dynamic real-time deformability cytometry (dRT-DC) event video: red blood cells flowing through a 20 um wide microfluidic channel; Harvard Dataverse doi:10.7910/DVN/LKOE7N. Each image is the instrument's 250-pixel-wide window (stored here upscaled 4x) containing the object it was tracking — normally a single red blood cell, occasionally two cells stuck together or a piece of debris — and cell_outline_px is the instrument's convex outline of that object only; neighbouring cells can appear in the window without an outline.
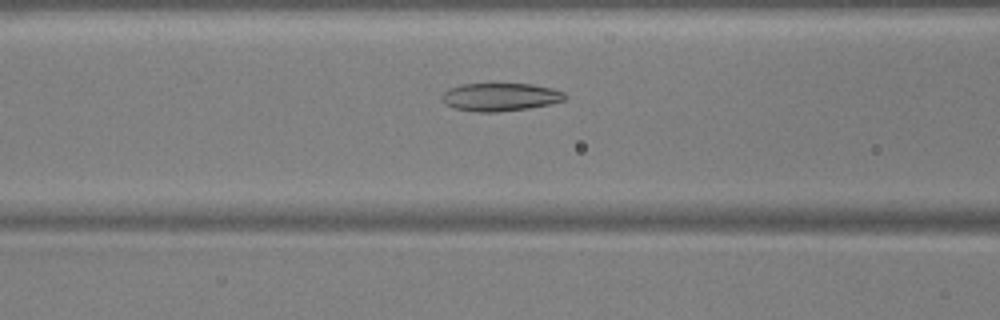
{"species": "common noctule bat (a hibernating species)", "species_latin": "Nyctalus noctula", "temperature_condition": "warm", "stored_images_in_passage": 37, "camera_frame_rate_fps": 3000, "um_per_image_px": 0.085, "animal": {"sex": "male", "body_mass_g": 17.9, "forearm_length_mm": 54.2}, "frame": {"image": 1, "passage_image": 12, "time_ms": 3.667, "image_size_px": [1000, 320], "cell_outline_px": [[568, 96], [564, 100], [548, 104], [528, 108], [496, 112], [476, 112], [456, 108], [444, 104], [440, 100], [440, 96], [448, 88], [460, 84], [532, 84], [552, 88], [564, 92]], "centroid_in_image_um": [42.48, 8.24], "position_along_channel_um": 124.1, "area_um2": 20.17}}
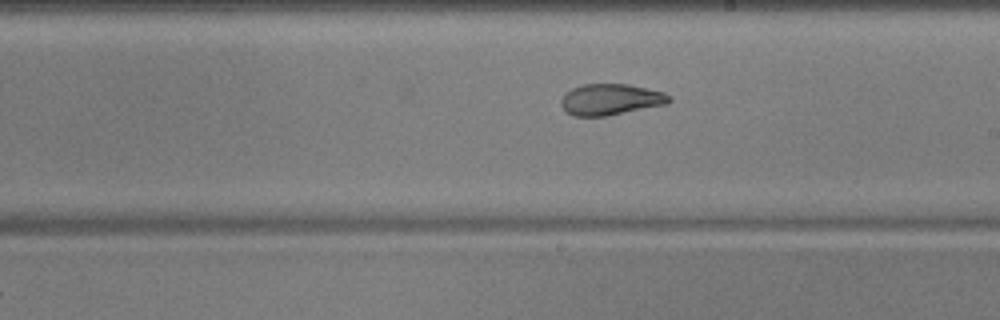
{"frame": {"image": 2, "passage_image": 21, "time_ms": 6.667, "image_size_px": [1000, 320], "cell_outline_px": [[672, 100], [668, 104], [604, 116], [572, 116], [560, 104], [560, 100], [564, 92], [572, 88], [584, 84], [628, 84], [664, 92]], "centroid_in_image_um": [51.88, 8.45], "position_along_channel_um": 237.1, "area_um2": 19.59}}
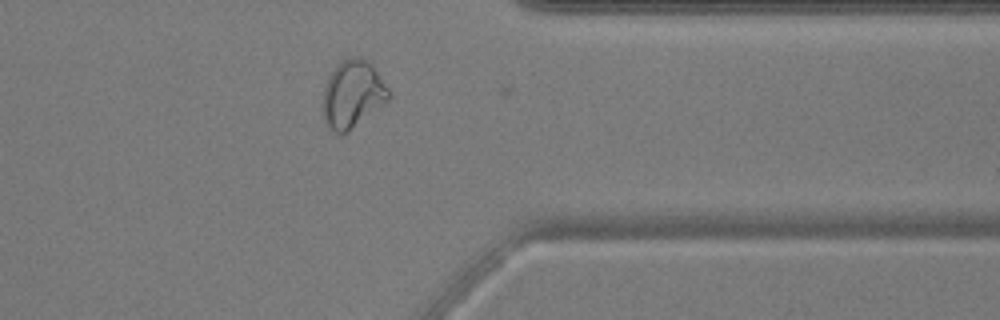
{"frame": {"image": 3, "passage_image": 33, "time_ms": 10.667, "image_size_px": [1000, 320], "cell_outline_px": [[388, 100], [348, 132], [340, 136], [328, 128], [324, 124], [324, 88], [328, 76], [336, 64], [352, 56], [360, 56], [372, 64], [388, 88]], "centroid_in_image_um": [29.94, 8.01], "position_along_channel_um": 381.5, "area_um2": 25.78}, "authors_computed_cell_mechanics": {"area_um2": 20.4612, "velocity_mm_per_s": 3.7718, "shape_relaxation_time_tau1_ms": null, "shape_relaxation_time_tau2_ms": 1.317, "deformation_change_tau1": null, "deformation_change_tau2": 0.0683}}